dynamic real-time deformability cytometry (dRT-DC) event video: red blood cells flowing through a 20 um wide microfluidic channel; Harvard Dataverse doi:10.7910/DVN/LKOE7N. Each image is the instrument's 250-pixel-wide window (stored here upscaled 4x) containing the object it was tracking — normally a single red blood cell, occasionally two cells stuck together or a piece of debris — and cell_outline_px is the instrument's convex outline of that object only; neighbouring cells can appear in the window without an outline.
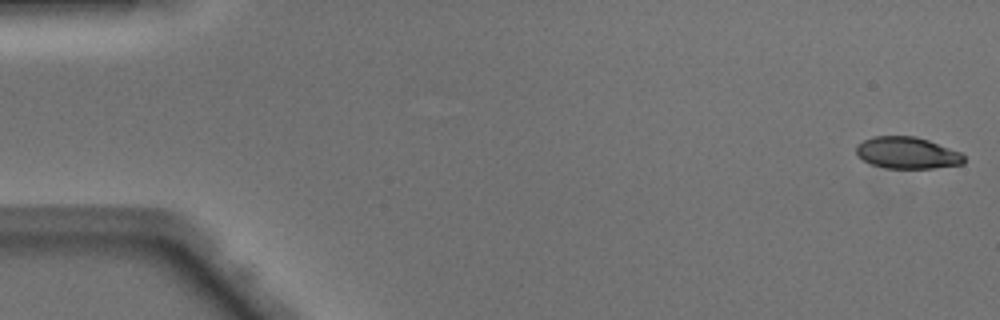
{"species": "Egyptian fruit bat (a non-hibernating species)", "species_latin": "Rousettus aegyptiacus", "temperature_condition": "warm", "stored_images_in_passage": 49, "camera_frame_rate_fps": 3000, "um_per_image_px": 0.085, "animal": {"sex": "male"}, "frame": {"image": 1, "passage_image": 1, "time_ms": 0.0, "image_size_px": [1000, 320], "cell_outline_px": [[964, 164], [932, 168], [884, 168], [872, 164], [856, 156], [856, 144], [864, 140], [876, 136], [916, 136], [928, 140], [960, 152], [964, 156]], "centroid_in_image_um": [77.09, 12.99], "position_along_channel_um": 7.9, "area_um2": 19.88}}
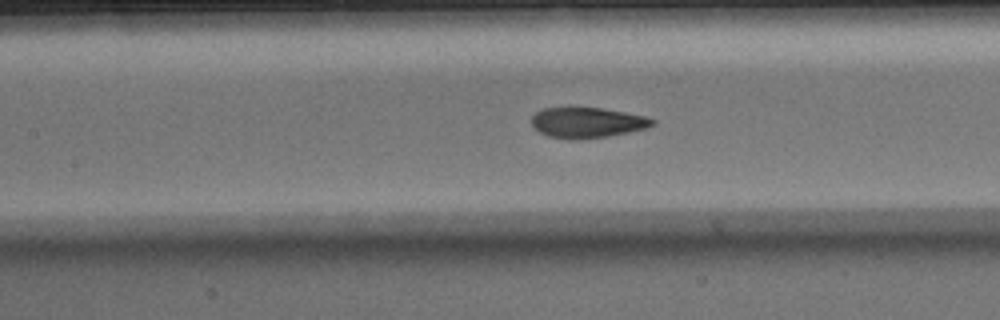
{"frame": {"image": 2, "passage_image": 22, "time_ms": 7.0, "image_size_px": [1000, 320], "cell_outline_px": [[656, 124], [648, 128], [608, 136], [580, 140], [572, 140], [548, 136], [540, 132], [532, 124], [532, 116], [536, 112], [544, 108], [600, 108], [624, 112], [644, 116], [656, 120]], "centroid_in_image_um": [49.94, 10.43], "position_along_channel_um": 157.5, "area_um2": 21.39}}
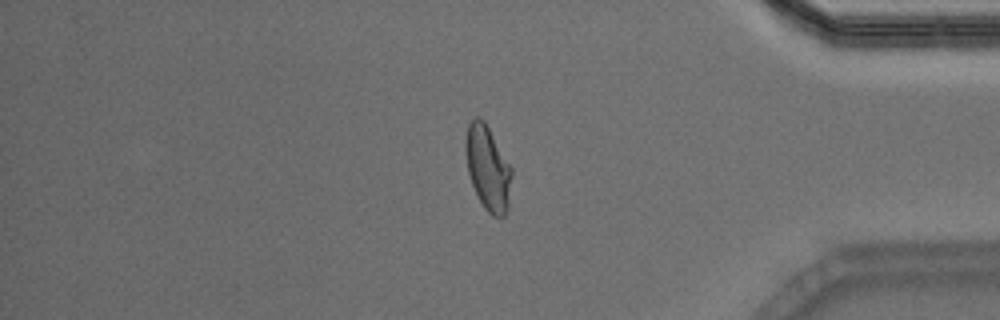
{"frame": {"image": 3, "passage_image": 41, "time_ms": 13.333, "image_size_px": [1000, 320], "cell_outline_px": [[512, 176], [508, 204], [504, 216], [492, 216], [484, 208], [472, 184], [468, 172], [464, 148], [464, 144], [468, 124], [476, 116], [480, 116], [484, 120], [512, 168]], "centroid_in_image_um": [41.45, 14.25], "position_along_channel_um": 393.7, "area_um2": 22.6}, "authors_computed_cell_mechanics": {"area_um2": 22.1374, "velocity_mm_per_s": 4.1397, "shape_relaxation_time_tau1_ms": 7.3984, "shape_relaxation_time_tau2_ms": 1.0956, "deformation_change_tau1": 0.2602, "deformation_change_tau2": 0.0657}}